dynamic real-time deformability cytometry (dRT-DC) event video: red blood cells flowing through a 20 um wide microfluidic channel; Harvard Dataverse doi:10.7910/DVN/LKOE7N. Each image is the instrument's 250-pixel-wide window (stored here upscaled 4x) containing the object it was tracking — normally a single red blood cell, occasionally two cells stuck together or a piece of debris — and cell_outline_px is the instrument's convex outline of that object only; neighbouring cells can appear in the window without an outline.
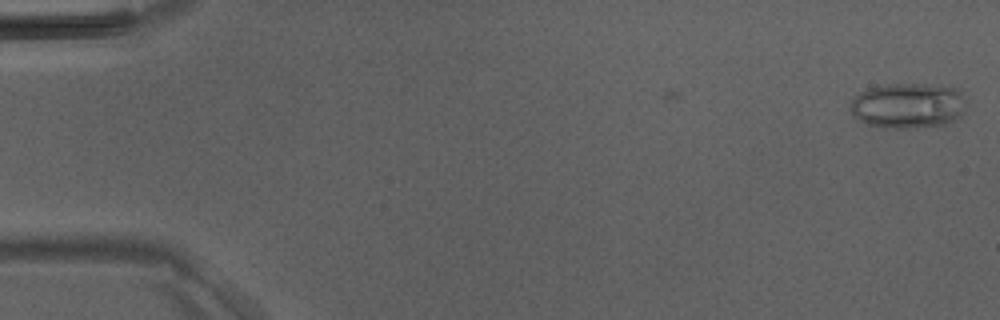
{"species": "Egyptian fruit bat (a non-hibernating species)", "species_latin": "Rousettus aegyptiacus", "temperature_condition": "room temperature", "stored_images_in_passage": 3, "camera_frame_rate_fps": 3000, "um_per_image_px": 0.085, "animal": {"sex": "male"}, "frame": {"image": 1, "passage_image": 3, "time_ms": 0.667, "image_size_px": [1000, 320], "cell_outline_px": [[968, 100], [960, 116], [956, 120], [944, 124], [916, 128], [884, 128], [868, 124], [852, 116], [848, 108], [848, 104], [860, 92], [868, 88], [888, 84], [920, 84], [956, 88]], "centroid_in_image_um": [77.16, 8.99], "position_along_channel_um": 7.8, "area_um2": 30.92}}